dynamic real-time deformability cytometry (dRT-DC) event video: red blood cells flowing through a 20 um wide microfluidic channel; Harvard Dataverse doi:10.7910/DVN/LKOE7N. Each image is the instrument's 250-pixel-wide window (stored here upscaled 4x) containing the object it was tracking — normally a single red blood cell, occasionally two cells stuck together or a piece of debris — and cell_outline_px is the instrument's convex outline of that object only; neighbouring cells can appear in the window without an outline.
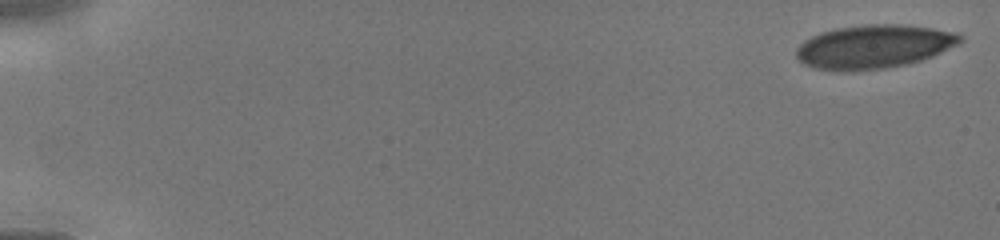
{"species": "human", "species_latin": "Homo sapiens", "temperature_condition": "cold", "stored_images_in_passage": 46, "camera_frame_rate_fps": 3000, "um_per_image_px": 0.085, "donor": {"sex": "male"}, "frame": {"image": 1, "passage_image": 1, "time_ms": 0.0, "image_size_px": [1000, 240], "cell_outline_px": [[964, 40], [960, 44], [932, 56], [908, 64], [884, 68], [816, 68], [804, 64], [796, 56], [796, 48], [804, 40], [820, 32], [836, 28], [864, 24], [908, 24], [960, 32], [964, 36]], "centroid_in_image_um": [74.38, 3.9], "position_along_channel_um": 10.6, "area_um2": 41.21}}
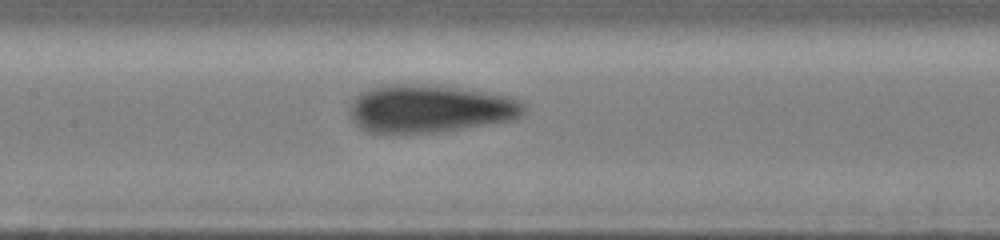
{"frame": {"image": 2, "passage_image": 23, "time_ms": 7.333, "image_size_px": [1000, 240], "cell_outline_px": [[528, 108], [520, 116], [512, 120], [460, 128], [432, 132], [368, 132], [360, 128], [352, 120], [348, 112], [352, 100], [360, 92], [380, 84], [424, 84], [460, 88], [512, 96], [528, 104]], "centroid_in_image_um": [36.53, 9.21], "position_along_channel_um": 170.9, "area_um2": 48.73}}
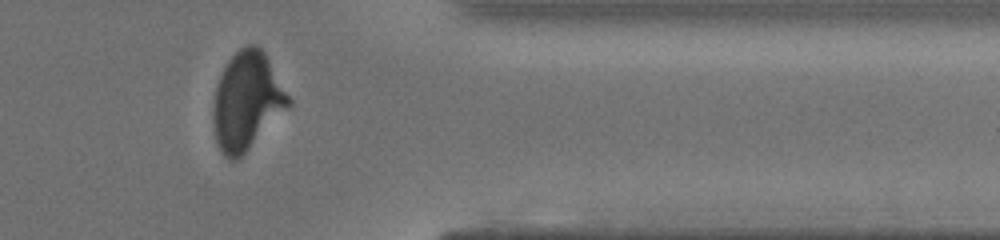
{"frame": {"image": 3, "passage_image": 38, "time_ms": 12.333, "image_size_px": [1000, 240], "cell_outline_px": [[292, 104], [236, 160], [228, 160], [220, 152], [216, 140], [212, 116], [212, 108], [216, 88], [220, 76], [228, 60], [240, 48], [248, 44], [256, 44], [264, 52], [292, 100]], "centroid_in_image_um": [20.97, 8.58], "position_along_channel_um": 390.4, "area_um2": 42.43}}